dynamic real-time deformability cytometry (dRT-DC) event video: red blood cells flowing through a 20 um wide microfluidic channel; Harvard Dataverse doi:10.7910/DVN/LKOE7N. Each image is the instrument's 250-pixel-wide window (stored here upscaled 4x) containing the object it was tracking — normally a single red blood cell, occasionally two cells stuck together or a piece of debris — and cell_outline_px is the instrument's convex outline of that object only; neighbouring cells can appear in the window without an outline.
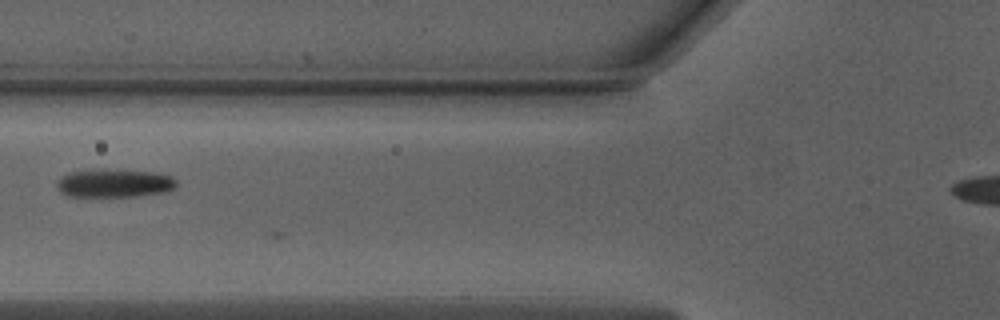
{"species": "Egyptian fruit bat (a non-hibernating species)", "species_latin": "Rousettus aegyptiacus", "temperature_condition": "warm", "stored_images_in_passage": 9, "camera_frame_rate_fps": 3000, "um_per_image_px": 0.085, "animal": {"sex": "male"}, "frame": {"image": 1, "passage_image": 8, "time_ms": 2.333, "image_size_px": [1000, 320], "cell_outline_px": [[176, 184], [168, 192], [140, 196], [68, 196], [60, 192], [56, 188], [56, 180], [60, 176], [68, 172], [100, 168], [104, 168], [152, 172], [172, 176], [176, 180]], "centroid_in_image_um": [9.66, 15.55], "position_along_channel_um": 116.1, "area_um2": 20.17}}